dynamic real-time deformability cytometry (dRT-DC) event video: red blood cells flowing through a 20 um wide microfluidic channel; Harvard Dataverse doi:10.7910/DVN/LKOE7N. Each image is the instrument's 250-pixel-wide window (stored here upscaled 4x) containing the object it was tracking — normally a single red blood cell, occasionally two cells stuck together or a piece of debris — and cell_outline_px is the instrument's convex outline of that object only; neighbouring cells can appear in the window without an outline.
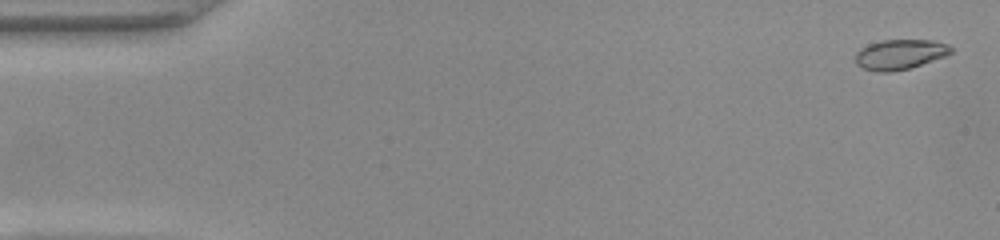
{"species": "common noctule bat (a hibernating species)", "species_latin": "Nyctalus noctula", "temperature_condition": "warm", "stored_images_in_passage": 52, "camera_frame_rate_fps": 3000, "um_per_image_px": 0.085, "animal": {"sex": "female", "body_mass_g": 22.0, "forearm_length_mm": 56.7}, "frame": {"image": 1, "passage_image": 2, "time_ms": 0.333, "image_size_px": [1000, 240], "cell_outline_px": [[952, 52], [944, 56], [908, 68], [892, 72], [876, 72], [864, 68], [856, 64], [856, 52], [860, 48], [868, 44], [880, 40], [932, 40], [948, 44], [952, 48]], "centroid_in_image_um": [76.46, 4.61], "position_along_channel_um": 8.5, "area_um2": 16.59}}
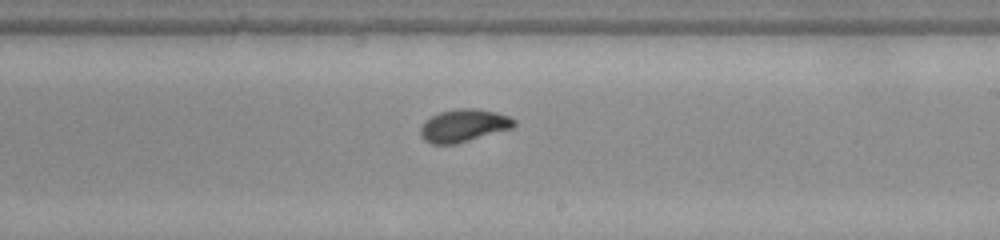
{"frame": {"image": 2, "passage_image": 31, "time_ms": 10.0, "image_size_px": [1000, 240], "cell_outline_px": [[516, 124], [512, 128], [456, 144], [432, 144], [424, 140], [420, 136], [420, 128], [432, 116], [440, 112], [456, 108], [476, 108], [496, 112], [508, 116], [516, 120]], "centroid_in_image_um": [39.42, 10.67], "position_along_channel_um": 249.6, "area_um2": 17.74}}
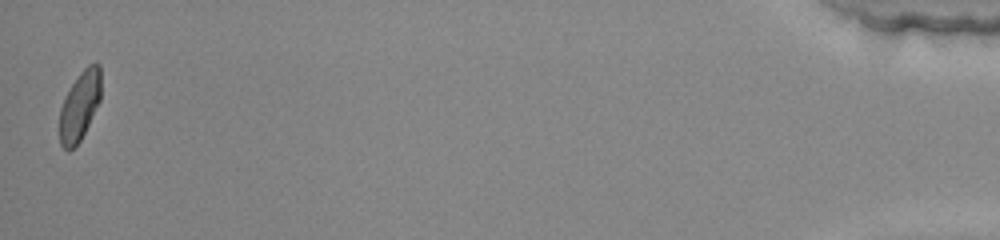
{"frame": {"image": 3, "passage_image": 52, "time_ms": 17.0, "image_size_px": [1000, 240], "cell_outline_px": [[100, 100], [80, 140], [68, 152], [60, 144], [60, 108], [72, 84], [80, 72], [88, 64], [100, 64]], "centroid_in_image_um": [6.77, 8.99], "position_along_channel_um": 428.4, "area_um2": 16.24}, "authors_computed_cell_mechanics": {"area_um2": 17.1088, "velocity_mm_per_s": 3.9396, "shape_relaxation_time_tau1_ms": 3.4096, "shape_relaxation_time_tau2_ms": 0.8218, "deformation_change_tau1": 0.1643, "deformation_change_tau2": 0.0551}}